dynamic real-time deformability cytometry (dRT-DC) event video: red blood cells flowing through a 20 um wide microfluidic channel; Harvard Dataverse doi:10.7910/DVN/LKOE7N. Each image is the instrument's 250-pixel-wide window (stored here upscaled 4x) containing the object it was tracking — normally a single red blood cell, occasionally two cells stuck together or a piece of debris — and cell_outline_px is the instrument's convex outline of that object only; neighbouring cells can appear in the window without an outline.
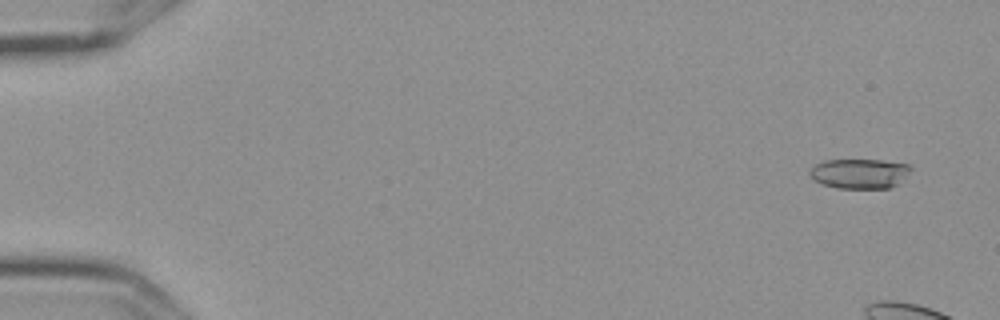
{"species": "Egyptian fruit bat (a non-hibernating species)", "species_latin": "Rousettus aegyptiacus", "temperature_condition": "cold", "stored_images_in_passage": 7, "camera_frame_rate_fps": 3000, "um_per_image_px": 0.085, "frame": {"image": 1, "passage_image": 1, "time_ms": 0.0, "image_size_px": [1000, 320], "cell_outline_px": [[912, 168], [892, 188], [836, 188], [812, 180], [808, 172], [816, 164], [824, 160], [880, 160], [908, 164]], "centroid_in_image_um": [73.01, 14.75], "position_along_channel_um": 12.0, "area_um2": 17.4}}